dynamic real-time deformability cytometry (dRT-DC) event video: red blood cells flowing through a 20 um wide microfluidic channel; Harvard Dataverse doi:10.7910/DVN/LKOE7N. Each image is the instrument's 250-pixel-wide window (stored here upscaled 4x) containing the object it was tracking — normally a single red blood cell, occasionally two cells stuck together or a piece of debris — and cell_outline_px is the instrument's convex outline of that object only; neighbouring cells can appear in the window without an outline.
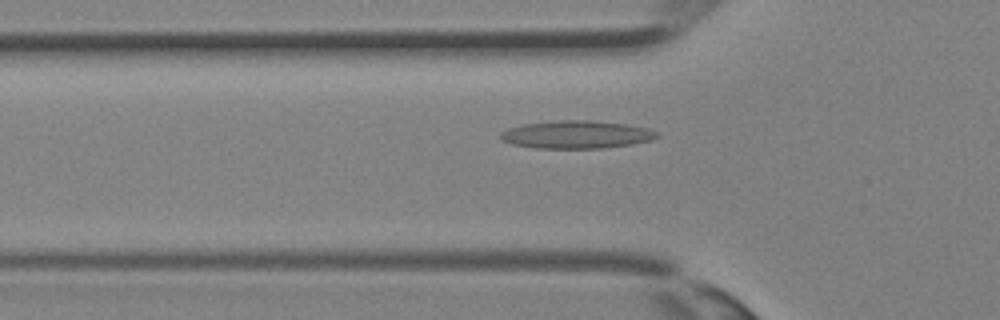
{"species": "Egyptian fruit bat (a non-hibernating species)", "species_latin": "Rousettus aegyptiacus", "temperature_condition": "room temperature", "stored_images_in_passage": 36, "camera_frame_rate_fps": 3000, "um_per_image_px": 0.085, "animal": {"sex": "female"}, "frame": {"image": 1, "passage_image": 12, "time_ms": 3.667, "image_size_px": [1000, 320], "cell_outline_px": [[660, 136], [652, 140], [632, 144], [604, 148], [536, 148], [512, 144], [500, 140], [500, 132], [508, 128], [524, 124], [560, 120], [588, 120], [624, 124], [648, 128], [656, 132]], "centroid_in_image_um": [48.98, 11.44], "position_along_channel_um": 76.8, "area_um2": 25.32}}
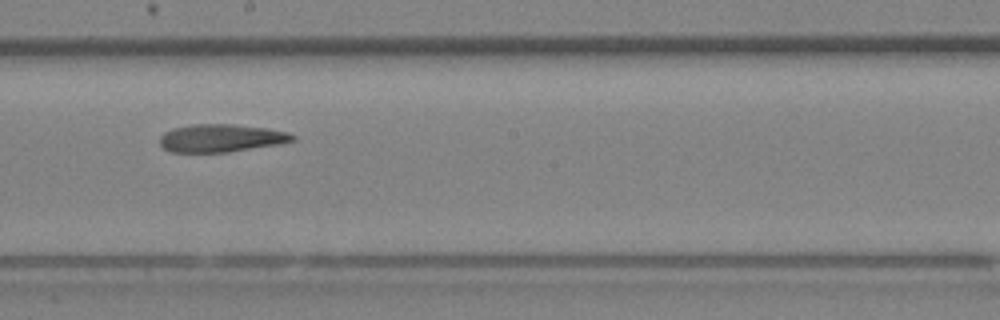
{"frame": {"image": 2, "passage_image": 20, "time_ms": 6.333, "image_size_px": [1000, 320], "cell_outline_px": [[296, 140], [280, 144], [228, 152], [168, 152], [160, 144], [160, 136], [164, 132], [172, 128], [192, 124], [232, 124], [268, 128], [288, 132], [296, 136]], "centroid_in_image_um": [18.8, 11.73], "position_along_channel_um": 229.4, "area_um2": 21.73}}
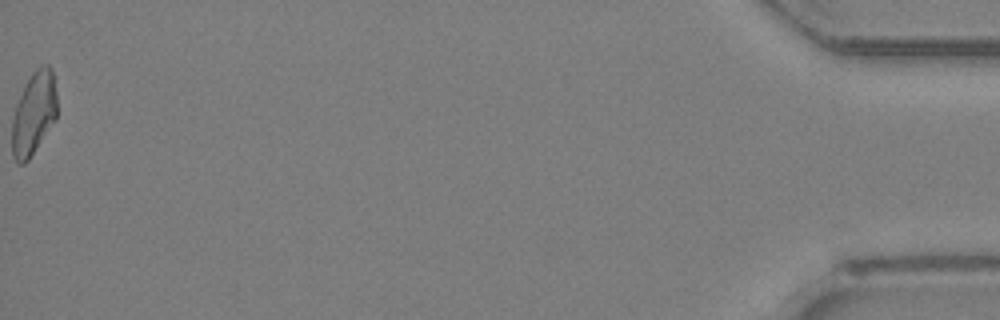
{"frame": {"image": 3, "passage_image": 36, "time_ms": 11.667, "image_size_px": [1000, 320], "cell_outline_px": [[56, 120], [28, 160], [24, 164], [16, 164], [12, 156], [12, 120], [16, 104], [32, 72], [40, 64], [48, 64], [52, 68], [56, 92]], "centroid_in_image_um": [2.87, 9.65], "position_along_channel_um": 432.3, "area_um2": 21.85}}